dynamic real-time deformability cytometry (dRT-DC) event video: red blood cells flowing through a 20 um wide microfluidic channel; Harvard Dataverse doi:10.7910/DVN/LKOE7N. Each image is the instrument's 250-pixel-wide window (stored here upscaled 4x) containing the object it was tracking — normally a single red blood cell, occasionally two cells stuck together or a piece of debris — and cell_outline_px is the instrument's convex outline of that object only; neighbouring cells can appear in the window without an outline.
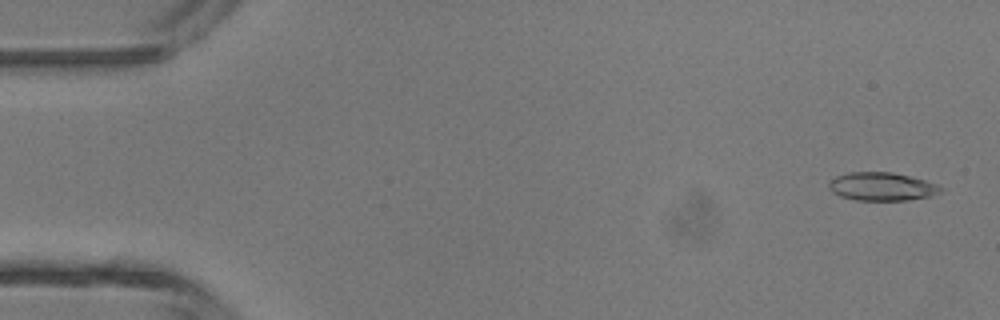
{"species": "common noctule bat (a hibernating species)", "species_latin": "Nyctalus noctula", "temperature_condition": "room temperature", "stored_images_in_passage": 4, "camera_frame_rate_fps": 3000, "um_per_image_px": 0.085, "animal": {"sex": "male", "body_mass_g": 13.3}, "frame": {"image": 1, "passage_image": 1, "time_ms": 0.0, "image_size_px": [1000, 320], "cell_outline_px": [[944, 188], [940, 192], [932, 196], [908, 200], [856, 200], [840, 196], [832, 192], [828, 188], [828, 184], [836, 176], [848, 172], [892, 172], [924, 180], [936, 184]], "centroid_in_image_um": [74.95, 15.86], "position_along_channel_um": 10.1, "area_um2": 18.38}}
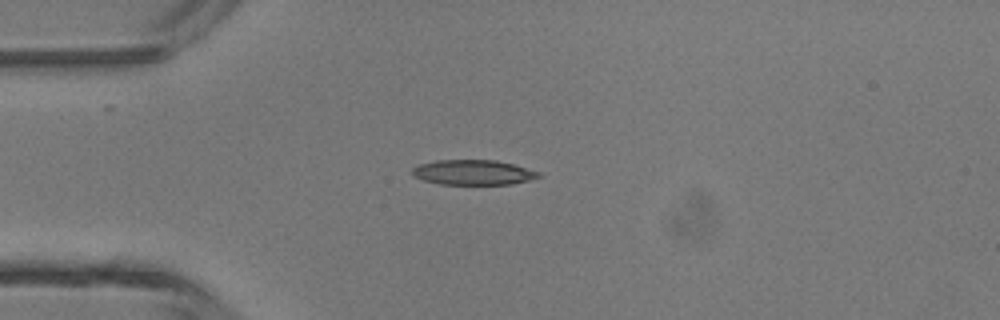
{"frame": {"image": 2, "passage_image": 4, "time_ms": 1.0, "image_size_px": [1000, 320], "cell_outline_px": [[540, 176], [528, 180], [512, 184], [440, 184], [424, 180], [412, 176], [412, 168], [416, 164], [436, 160], [496, 160], [512, 164], [540, 172]], "centroid_in_image_um": [40.16, 14.64], "position_along_channel_um": 44.8, "area_um2": 18.38}}